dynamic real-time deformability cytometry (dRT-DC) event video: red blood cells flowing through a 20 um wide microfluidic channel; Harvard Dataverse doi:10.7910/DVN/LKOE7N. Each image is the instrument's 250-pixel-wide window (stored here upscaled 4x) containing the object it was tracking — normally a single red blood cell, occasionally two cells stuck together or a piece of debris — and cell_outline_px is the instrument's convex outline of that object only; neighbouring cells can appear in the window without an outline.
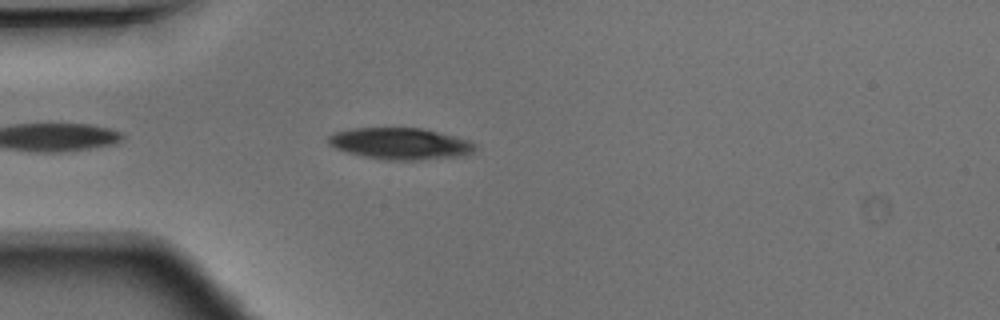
{"species": "Egyptian fruit bat (a non-hibernating species)", "species_latin": "Rousettus aegyptiacus", "temperature_condition": "warm", "stored_images_in_passage": 24, "camera_frame_rate_fps": 3000, "um_per_image_px": 0.085, "animal": {"sex": "male"}, "frame": {"image": 1, "passage_image": 3, "time_ms": 0.667, "image_size_px": [1000, 320], "cell_outline_px": [[476, 148], [472, 152], [464, 156], [424, 160], [388, 160], [364, 156], [348, 152], [336, 148], [328, 144], [328, 136], [336, 132], [352, 128], [420, 128], [472, 140], [476, 144]], "centroid_in_image_um": [34.08, 12.21], "position_along_channel_um": 50.9, "area_um2": 27.05}}
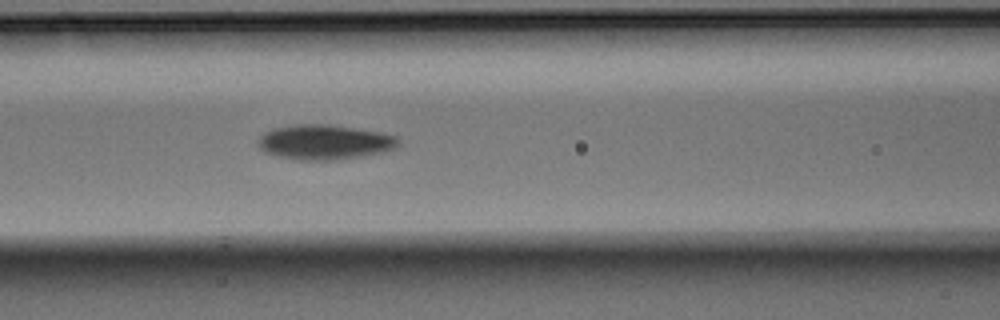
{"frame": {"image": 2, "passage_image": 10, "time_ms": 3.0, "image_size_px": [1000, 320], "cell_outline_px": [[400, 140], [396, 148], [384, 152], [364, 156], [336, 160], [296, 160], [264, 152], [260, 148], [260, 136], [264, 132], [272, 128], [296, 124], [328, 124], [384, 132], [396, 136]], "centroid_in_image_um": [27.63, 12.08], "position_along_channel_um": 139.0, "area_um2": 28.73}}
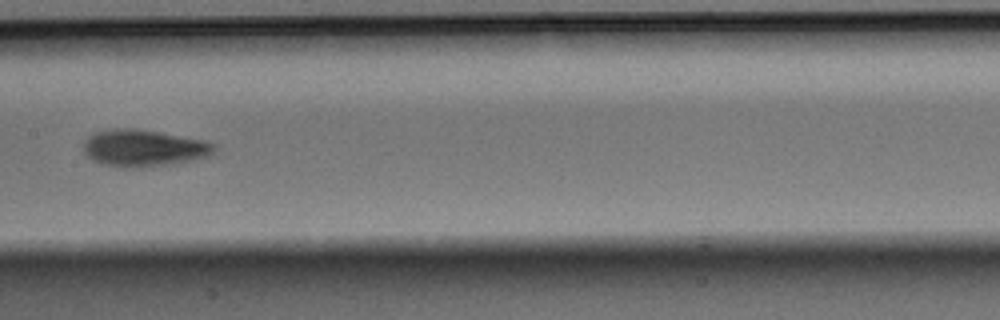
{"frame": {"image": 3, "passage_image": 14, "time_ms": 4.333, "image_size_px": [1000, 320], "cell_outline_px": [[216, 152], [208, 156], [192, 160], [172, 164], [136, 168], [132, 168], [100, 164], [92, 160], [84, 152], [84, 140], [88, 136], [96, 132], [116, 128], [128, 128], [208, 140], [216, 144]], "centroid_in_image_um": [12.24, 12.6], "position_along_channel_um": 195.2, "area_um2": 28.09}}